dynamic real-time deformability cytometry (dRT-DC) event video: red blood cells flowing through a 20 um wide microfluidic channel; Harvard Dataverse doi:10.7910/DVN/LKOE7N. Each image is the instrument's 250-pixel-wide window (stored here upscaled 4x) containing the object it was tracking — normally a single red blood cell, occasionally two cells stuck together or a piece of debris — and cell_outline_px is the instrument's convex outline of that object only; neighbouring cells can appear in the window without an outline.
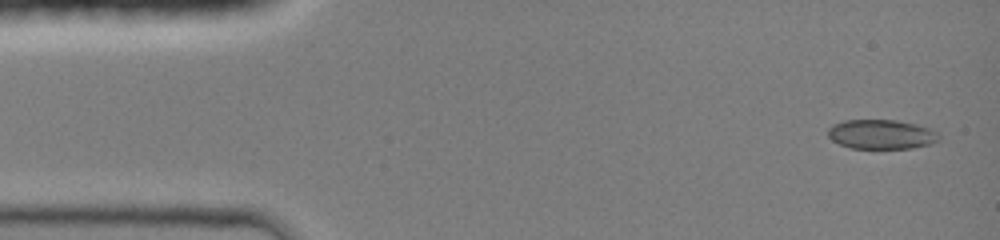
{"species": "common noctule bat (a hibernating species)", "species_latin": "Nyctalus noctula", "temperature_condition": "room temperature", "stored_images_in_passage": 22, "camera_frame_rate_fps": 3000, "um_per_image_px": 0.085, "animal": {"sex": "female", "body_mass_g": 19.0, "forearm_length_mm": 51.5}, "frame": {"image": 1, "passage_image": 1, "time_ms": 0.0, "image_size_px": [1000, 240], "cell_outline_px": [[940, 140], [928, 144], [912, 148], [852, 148], [840, 144], [832, 140], [828, 136], [828, 128], [832, 124], [844, 120], [896, 120], [916, 124], [932, 128], [940, 136]], "centroid_in_image_um": [74.92, 11.41], "position_along_channel_um": 10.1, "area_um2": 19.07}}
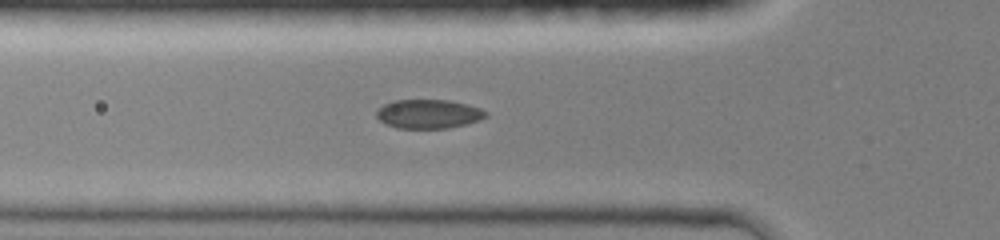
{"frame": {"image": 2, "passage_image": 13, "time_ms": 4.333, "image_size_px": [1000, 240], "cell_outline_px": [[488, 116], [480, 120], [448, 128], [396, 128], [384, 124], [376, 116], [376, 108], [392, 100], [448, 100], [468, 104], [480, 108], [488, 112]], "centroid_in_image_um": [36.4, 9.68], "position_along_channel_um": 89.4, "area_um2": 18.67}}
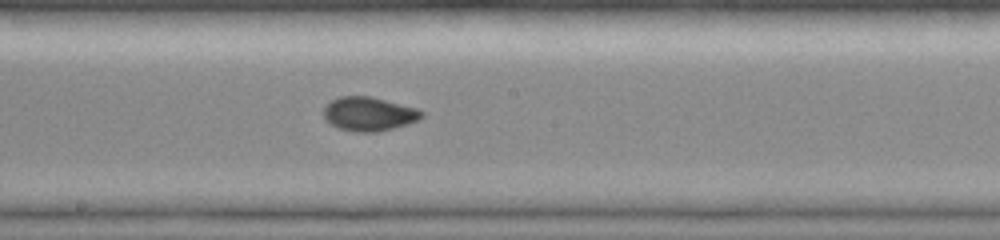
{"frame": {"image": 3, "passage_image": 22, "time_ms": 7.333, "image_size_px": [1000, 240], "cell_outline_px": [[424, 116], [420, 120], [408, 124], [376, 132], [356, 132], [340, 128], [324, 120], [324, 108], [332, 100], [340, 96], [372, 96], [416, 108], [424, 112]], "centroid_in_image_um": [31.38, 9.68], "position_along_channel_um": 216.8, "area_um2": 19.36}}